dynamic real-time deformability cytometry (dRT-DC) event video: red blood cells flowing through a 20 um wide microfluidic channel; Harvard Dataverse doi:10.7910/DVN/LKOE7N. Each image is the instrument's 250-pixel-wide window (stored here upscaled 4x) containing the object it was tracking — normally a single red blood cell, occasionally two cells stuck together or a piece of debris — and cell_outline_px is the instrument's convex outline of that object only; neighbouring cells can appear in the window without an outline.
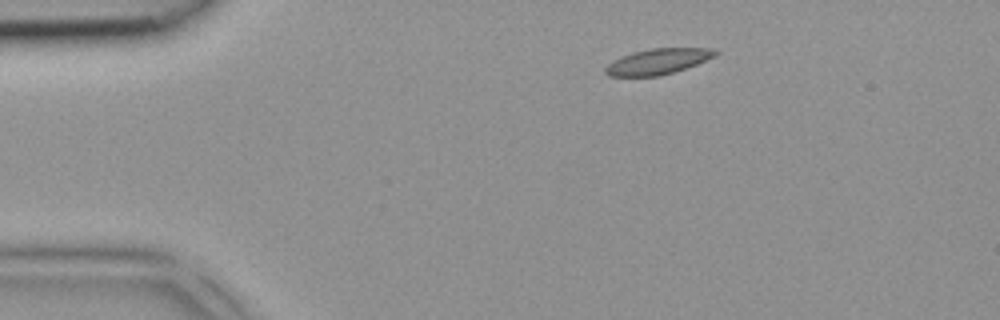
{"species": "common noctule bat (a hibernating species)", "species_latin": "Nyctalus noctula", "temperature_condition": "room temperature", "stored_images_in_passage": 3, "camera_frame_rate_fps": 3000, "um_per_image_px": 0.085, "animal": {"sex": "female", "body_mass_g": 18.4}, "frame": {"image": 1, "passage_image": 1, "time_ms": 0.0, "image_size_px": [1000, 320], "cell_outline_px": [[720, 52], [716, 56], [696, 64], [660, 76], [608, 76], [604, 72], [604, 68], [612, 60], [620, 56], [632, 52], [652, 48], [716, 48]], "centroid_in_image_um": [55.91, 5.21], "position_along_channel_um": 29.1, "area_um2": 16.53}}
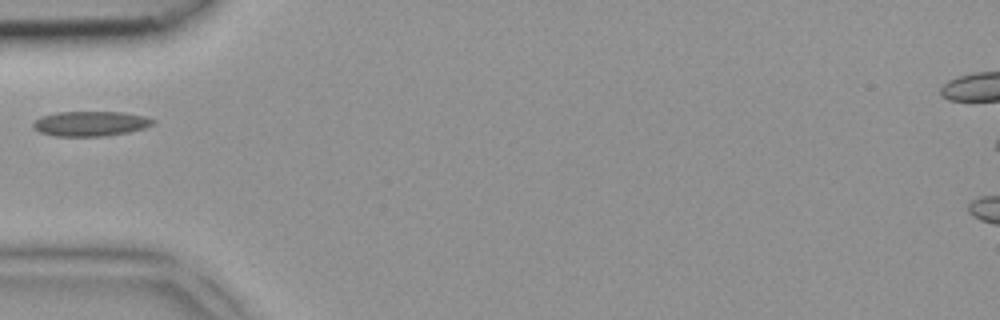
{"frame": {"image": 2, "passage_image": 3, "time_ms": 0.667, "image_size_px": [1000, 320], "cell_outline_px": [[156, 124], [144, 128], [128, 132], [104, 136], [56, 136], [40, 132], [32, 128], [32, 124], [40, 116], [56, 112], [124, 112], [144, 116], [156, 120]], "centroid_in_image_um": [7.7, 10.5], "position_along_channel_um": 77.3, "area_um2": 17.51}}